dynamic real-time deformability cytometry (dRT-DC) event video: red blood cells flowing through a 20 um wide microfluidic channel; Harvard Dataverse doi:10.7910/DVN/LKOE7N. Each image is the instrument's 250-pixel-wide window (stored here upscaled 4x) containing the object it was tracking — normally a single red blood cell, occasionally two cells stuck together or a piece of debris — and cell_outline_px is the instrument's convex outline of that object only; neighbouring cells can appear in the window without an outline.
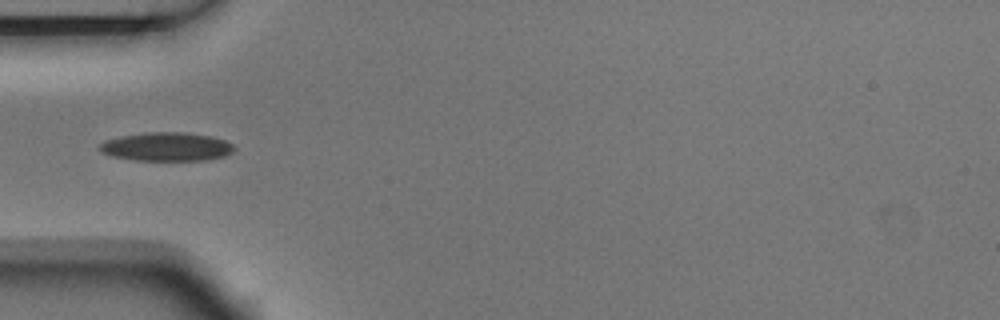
{"species": "Egyptian fruit bat (a non-hibernating species)", "species_latin": "Rousettus aegyptiacus", "temperature_condition": "room temperature", "stored_images_in_passage": 5, "camera_frame_rate_fps": 3000, "um_per_image_px": 0.085, "animal": {"sex": "male"}, "frame": {"image": 1, "passage_image": 5, "time_ms": 1.333, "image_size_px": [1000, 320], "cell_outline_px": [[236, 148], [232, 152], [224, 156], [208, 160], [136, 160], [112, 156], [100, 152], [100, 144], [104, 140], [120, 136], [148, 132], [184, 132], [212, 136], [224, 140], [232, 144]], "centroid_in_image_um": [14.17, 12.47], "position_along_channel_um": 70.8, "area_um2": 22.48}}